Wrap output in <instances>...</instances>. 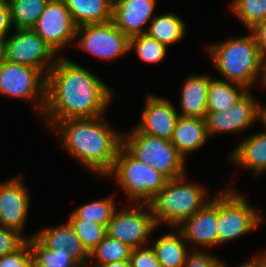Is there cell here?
Segmentation results:
<instances>
[{"label":"cell","mask_w":266,"mask_h":267,"mask_svg":"<svg viewBox=\"0 0 266 267\" xmlns=\"http://www.w3.org/2000/svg\"><path fill=\"white\" fill-rule=\"evenodd\" d=\"M111 97L109 87L87 68L58 57L47 74L42 117L52 127L61 120L104 116Z\"/></svg>","instance_id":"cell-1"},{"label":"cell","mask_w":266,"mask_h":267,"mask_svg":"<svg viewBox=\"0 0 266 267\" xmlns=\"http://www.w3.org/2000/svg\"><path fill=\"white\" fill-rule=\"evenodd\" d=\"M103 116L57 121L53 126L61 134L63 146L86 168L105 176L113 168L122 136L113 131Z\"/></svg>","instance_id":"cell-2"},{"label":"cell","mask_w":266,"mask_h":267,"mask_svg":"<svg viewBox=\"0 0 266 267\" xmlns=\"http://www.w3.org/2000/svg\"><path fill=\"white\" fill-rule=\"evenodd\" d=\"M208 50L215 67L227 81L250 90L262 71V82L265 85L264 58L252 32L248 36L230 38L221 44L209 46Z\"/></svg>","instance_id":"cell-3"},{"label":"cell","mask_w":266,"mask_h":267,"mask_svg":"<svg viewBox=\"0 0 266 267\" xmlns=\"http://www.w3.org/2000/svg\"><path fill=\"white\" fill-rule=\"evenodd\" d=\"M184 178L181 176L168 180L149 203L156 226L161 223L178 226L208 202L204 200V187L193 183H184Z\"/></svg>","instance_id":"cell-4"},{"label":"cell","mask_w":266,"mask_h":267,"mask_svg":"<svg viewBox=\"0 0 266 267\" xmlns=\"http://www.w3.org/2000/svg\"><path fill=\"white\" fill-rule=\"evenodd\" d=\"M106 176H115L117 183L136 204H149L168 181L163 174L134 157L123 145L119 147L113 168Z\"/></svg>","instance_id":"cell-5"},{"label":"cell","mask_w":266,"mask_h":267,"mask_svg":"<svg viewBox=\"0 0 266 267\" xmlns=\"http://www.w3.org/2000/svg\"><path fill=\"white\" fill-rule=\"evenodd\" d=\"M122 145L138 160L163 174L168 180L184 176L185 160L169 140L140 133L136 128Z\"/></svg>","instance_id":"cell-6"},{"label":"cell","mask_w":266,"mask_h":267,"mask_svg":"<svg viewBox=\"0 0 266 267\" xmlns=\"http://www.w3.org/2000/svg\"><path fill=\"white\" fill-rule=\"evenodd\" d=\"M46 85L47 76L41 70L0 60V95L32 101L41 116L46 104Z\"/></svg>","instance_id":"cell-7"},{"label":"cell","mask_w":266,"mask_h":267,"mask_svg":"<svg viewBox=\"0 0 266 267\" xmlns=\"http://www.w3.org/2000/svg\"><path fill=\"white\" fill-rule=\"evenodd\" d=\"M235 191L225 190L218 196V244L231 241L255 229L262 216Z\"/></svg>","instance_id":"cell-8"},{"label":"cell","mask_w":266,"mask_h":267,"mask_svg":"<svg viewBox=\"0 0 266 267\" xmlns=\"http://www.w3.org/2000/svg\"><path fill=\"white\" fill-rule=\"evenodd\" d=\"M55 55V51L32 28L15 29V34L3 42V59L41 70L46 76L57 61ZM50 59L54 62H49V66L46 61Z\"/></svg>","instance_id":"cell-9"},{"label":"cell","mask_w":266,"mask_h":267,"mask_svg":"<svg viewBox=\"0 0 266 267\" xmlns=\"http://www.w3.org/2000/svg\"><path fill=\"white\" fill-rule=\"evenodd\" d=\"M78 47L103 60H113L129 51V37L119 30L114 21L77 27Z\"/></svg>","instance_id":"cell-10"},{"label":"cell","mask_w":266,"mask_h":267,"mask_svg":"<svg viewBox=\"0 0 266 267\" xmlns=\"http://www.w3.org/2000/svg\"><path fill=\"white\" fill-rule=\"evenodd\" d=\"M145 205L149 212L141 210L143 205L140 203L137 204L138 208L126 207L120 212L115 210L107 227V235L132 249L148 244L147 238L157 226L150 204Z\"/></svg>","instance_id":"cell-11"},{"label":"cell","mask_w":266,"mask_h":267,"mask_svg":"<svg viewBox=\"0 0 266 267\" xmlns=\"http://www.w3.org/2000/svg\"><path fill=\"white\" fill-rule=\"evenodd\" d=\"M32 29L55 53L77 37V26L64 0H50Z\"/></svg>","instance_id":"cell-12"},{"label":"cell","mask_w":266,"mask_h":267,"mask_svg":"<svg viewBox=\"0 0 266 267\" xmlns=\"http://www.w3.org/2000/svg\"><path fill=\"white\" fill-rule=\"evenodd\" d=\"M259 117L260 105L249 91L227 111L207 112L205 121L208 136L216 133L244 131L255 121H259Z\"/></svg>","instance_id":"cell-13"},{"label":"cell","mask_w":266,"mask_h":267,"mask_svg":"<svg viewBox=\"0 0 266 267\" xmlns=\"http://www.w3.org/2000/svg\"><path fill=\"white\" fill-rule=\"evenodd\" d=\"M30 195L21 177L0 184V226L20 233L29 210Z\"/></svg>","instance_id":"cell-14"},{"label":"cell","mask_w":266,"mask_h":267,"mask_svg":"<svg viewBox=\"0 0 266 267\" xmlns=\"http://www.w3.org/2000/svg\"><path fill=\"white\" fill-rule=\"evenodd\" d=\"M146 100L142 120L135 128L140 133L170 141L179 118L176 108L168 100L154 95Z\"/></svg>","instance_id":"cell-15"},{"label":"cell","mask_w":266,"mask_h":267,"mask_svg":"<svg viewBox=\"0 0 266 267\" xmlns=\"http://www.w3.org/2000/svg\"><path fill=\"white\" fill-rule=\"evenodd\" d=\"M218 196L208 202L193 216L183 221L179 231L184 239L201 246L218 245ZM182 228V229H181Z\"/></svg>","instance_id":"cell-16"},{"label":"cell","mask_w":266,"mask_h":267,"mask_svg":"<svg viewBox=\"0 0 266 267\" xmlns=\"http://www.w3.org/2000/svg\"><path fill=\"white\" fill-rule=\"evenodd\" d=\"M155 4L156 0H121L113 6V21L129 38L145 34L147 30L143 28L154 18Z\"/></svg>","instance_id":"cell-17"},{"label":"cell","mask_w":266,"mask_h":267,"mask_svg":"<svg viewBox=\"0 0 266 267\" xmlns=\"http://www.w3.org/2000/svg\"><path fill=\"white\" fill-rule=\"evenodd\" d=\"M47 249H65L70 251L71 258L80 266L86 267L90 254L84 248L73 226L67 221L65 225L51 227L33 235Z\"/></svg>","instance_id":"cell-18"},{"label":"cell","mask_w":266,"mask_h":267,"mask_svg":"<svg viewBox=\"0 0 266 267\" xmlns=\"http://www.w3.org/2000/svg\"><path fill=\"white\" fill-rule=\"evenodd\" d=\"M208 137L205 119L179 116L170 142L185 159L188 153L201 148Z\"/></svg>","instance_id":"cell-19"},{"label":"cell","mask_w":266,"mask_h":267,"mask_svg":"<svg viewBox=\"0 0 266 267\" xmlns=\"http://www.w3.org/2000/svg\"><path fill=\"white\" fill-rule=\"evenodd\" d=\"M207 75H193L186 79L181 89V117L205 119L207 110V93L210 80Z\"/></svg>","instance_id":"cell-20"},{"label":"cell","mask_w":266,"mask_h":267,"mask_svg":"<svg viewBox=\"0 0 266 267\" xmlns=\"http://www.w3.org/2000/svg\"><path fill=\"white\" fill-rule=\"evenodd\" d=\"M230 159L249 168L255 175L266 171V131L256 133L240 142L232 151Z\"/></svg>","instance_id":"cell-21"},{"label":"cell","mask_w":266,"mask_h":267,"mask_svg":"<svg viewBox=\"0 0 266 267\" xmlns=\"http://www.w3.org/2000/svg\"><path fill=\"white\" fill-rule=\"evenodd\" d=\"M77 27L113 20V5L108 0H64Z\"/></svg>","instance_id":"cell-22"},{"label":"cell","mask_w":266,"mask_h":267,"mask_svg":"<svg viewBox=\"0 0 266 267\" xmlns=\"http://www.w3.org/2000/svg\"><path fill=\"white\" fill-rule=\"evenodd\" d=\"M248 91L246 87L240 84L234 82L230 84L229 81L226 82L222 79L218 80L212 78L207 93V110L208 112L227 111Z\"/></svg>","instance_id":"cell-23"},{"label":"cell","mask_w":266,"mask_h":267,"mask_svg":"<svg viewBox=\"0 0 266 267\" xmlns=\"http://www.w3.org/2000/svg\"><path fill=\"white\" fill-rule=\"evenodd\" d=\"M184 240V241H183ZM183 234L178 231L162 235L152 247L160 267H183L188 255Z\"/></svg>","instance_id":"cell-24"},{"label":"cell","mask_w":266,"mask_h":267,"mask_svg":"<svg viewBox=\"0 0 266 267\" xmlns=\"http://www.w3.org/2000/svg\"><path fill=\"white\" fill-rule=\"evenodd\" d=\"M149 24L146 34L166 47L180 42L186 31L182 19L173 13L154 16Z\"/></svg>","instance_id":"cell-25"},{"label":"cell","mask_w":266,"mask_h":267,"mask_svg":"<svg viewBox=\"0 0 266 267\" xmlns=\"http://www.w3.org/2000/svg\"><path fill=\"white\" fill-rule=\"evenodd\" d=\"M50 0H11V22L15 29L33 28Z\"/></svg>","instance_id":"cell-26"},{"label":"cell","mask_w":266,"mask_h":267,"mask_svg":"<svg viewBox=\"0 0 266 267\" xmlns=\"http://www.w3.org/2000/svg\"><path fill=\"white\" fill-rule=\"evenodd\" d=\"M32 252V264H49L55 266H79L65 249H47L34 236L28 239Z\"/></svg>","instance_id":"cell-27"},{"label":"cell","mask_w":266,"mask_h":267,"mask_svg":"<svg viewBox=\"0 0 266 267\" xmlns=\"http://www.w3.org/2000/svg\"><path fill=\"white\" fill-rule=\"evenodd\" d=\"M131 252L130 246L106 235L90 253V258L96 257L98 263L95 264V267H100L107 263L129 260Z\"/></svg>","instance_id":"cell-28"},{"label":"cell","mask_w":266,"mask_h":267,"mask_svg":"<svg viewBox=\"0 0 266 267\" xmlns=\"http://www.w3.org/2000/svg\"><path fill=\"white\" fill-rule=\"evenodd\" d=\"M115 210L113 199L108 197L86 203L72 213L79 219H85L108 227Z\"/></svg>","instance_id":"cell-29"},{"label":"cell","mask_w":266,"mask_h":267,"mask_svg":"<svg viewBox=\"0 0 266 267\" xmlns=\"http://www.w3.org/2000/svg\"><path fill=\"white\" fill-rule=\"evenodd\" d=\"M69 216V223L73 226L76 235L90 254L107 235V227L85 219H79L73 213Z\"/></svg>","instance_id":"cell-30"},{"label":"cell","mask_w":266,"mask_h":267,"mask_svg":"<svg viewBox=\"0 0 266 267\" xmlns=\"http://www.w3.org/2000/svg\"><path fill=\"white\" fill-rule=\"evenodd\" d=\"M231 9L249 30L266 21V0H234Z\"/></svg>","instance_id":"cell-31"},{"label":"cell","mask_w":266,"mask_h":267,"mask_svg":"<svg viewBox=\"0 0 266 267\" xmlns=\"http://www.w3.org/2000/svg\"><path fill=\"white\" fill-rule=\"evenodd\" d=\"M135 48L142 61L158 63L165 58L167 47L146 33L129 38V50Z\"/></svg>","instance_id":"cell-32"},{"label":"cell","mask_w":266,"mask_h":267,"mask_svg":"<svg viewBox=\"0 0 266 267\" xmlns=\"http://www.w3.org/2000/svg\"><path fill=\"white\" fill-rule=\"evenodd\" d=\"M28 239L15 251L0 257V267H32Z\"/></svg>","instance_id":"cell-33"},{"label":"cell","mask_w":266,"mask_h":267,"mask_svg":"<svg viewBox=\"0 0 266 267\" xmlns=\"http://www.w3.org/2000/svg\"><path fill=\"white\" fill-rule=\"evenodd\" d=\"M12 229L0 226V257L18 249L27 239Z\"/></svg>","instance_id":"cell-34"},{"label":"cell","mask_w":266,"mask_h":267,"mask_svg":"<svg viewBox=\"0 0 266 267\" xmlns=\"http://www.w3.org/2000/svg\"><path fill=\"white\" fill-rule=\"evenodd\" d=\"M129 261L131 267H160L152 247L133 248Z\"/></svg>","instance_id":"cell-35"},{"label":"cell","mask_w":266,"mask_h":267,"mask_svg":"<svg viewBox=\"0 0 266 267\" xmlns=\"http://www.w3.org/2000/svg\"><path fill=\"white\" fill-rule=\"evenodd\" d=\"M221 260L206 252L194 250L188 253L183 267H220Z\"/></svg>","instance_id":"cell-36"},{"label":"cell","mask_w":266,"mask_h":267,"mask_svg":"<svg viewBox=\"0 0 266 267\" xmlns=\"http://www.w3.org/2000/svg\"><path fill=\"white\" fill-rule=\"evenodd\" d=\"M11 14L10 5L0 4V37L5 39L8 32L11 30Z\"/></svg>","instance_id":"cell-37"},{"label":"cell","mask_w":266,"mask_h":267,"mask_svg":"<svg viewBox=\"0 0 266 267\" xmlns=\"http://www.w3.org/2000/svg\"><path fill=\"white\" fill-rule=\"evenodd\" d=\"M249 31L253 33L260 53L264 56L266 54V21L255 25Z\"/></svg>","instance_id":"cell-38"},{"label":"cell","mask_w":266,"mask_h":267,"mask_svg":"<svg viewBox=\"0 0 266 267\" xmlns=\"http://www.w3.org/2000/svg\"><path fill=\"white\" fill-rule=\"evenodd\" d=\"M266 257L265 255H260L258 257H254L252 260L238 266V267H262V260ZM220 267H227L223 260L220 262Z\"/></svg>","instance_id":"cell-39"},{"label":"cell","mask_w":266,"mask_h":267,"mask_svg":"<svg viewBox=\"0 0 266 267\" xmlns=\"http://www.w3.org/2000/svg\"><path fill=\"white\" fill-rule=\"evenodd\" d=\"M100 267H131L129 260L117 261L112 263L103 264Z\"/></svg>","instance_id":"cell-40"},{"label":"cell","mask_w":266,"mask_h":267,"mask_svg":"<svg viewBox=\"0 0 266 267\" xmlns=\"http://www.w3.org/2000/svg\"><path fill=\"white\" fill-rule=\"evenodd\" d=\"M259 118H260L259 120H261L264 126L266 127V107L260 106V117Z\"/></svg>","instance_id":"cell-41"},{"label":"cell","mask_w":266,"mask_h":267,"mask_svg":"<svg viewBox=\"0 0 266 267\" xmlns=\"http://www.w3.org/2000/svg\"><path fill=\"white\" fill-rule=\"evenodd\" d=\"M32 267H80V266H55L49 264H32Z\"/></svg>","instance_id":"cell-42"},{"label":"cell","mask_w":266,"mask_h":267,"mask_svg":"<svg viewBox=\"0 0 266 267\" xmlns=\"http://www.w3.org/2000/svg\"><path fill=\"white\" fill-rule=\"evenodd\" d=\"M3 42L4 39L0 37V60L3 59Z\"/></svg>","instance_id":"cell-43"},{"label":"cell","mask_w":266,"mask_h":267,"mask_svg":"<svg viewBox=\"0 0 266 267\" xmlns=\"http://www.w3.org/2000/svg\"><path fill=\"white\" fill-rule=\"evenodd\" d=\"M11 0H0L1 5H10Z\"/></svg>","instance_id":"cell-44"},{"label":"cell","mask_w":266,"mask_h":267,"mask_svg":"<svg viewBox=\"0 0 266 267\" xmlns=\"http://www.w3.org/2000/svg\"><path fill=\"white\" fill-rule=\"evenodd\" d=\"M264 58V78L266 80V54L263 56Z\"/></svg>","instance_id":"cell-45"},{"label":"cell","mask_w":266,"mask_h":267,"mask_svg":"<svg viewBox=\"0 0 266 267\" xmlns=\"http://www.w3.org/2000/svg\"><path fill=\"white\" fill-rule=\"evenodd\" d=\"M113 6L121 0H108Z\"/></svg>","instance_id":"cell-46"},{"label":"cell","mask_w":266,"mask_h":267,"mask_svg":"<svg viewBox=\"0 0 266 267\" xmlns=\"http://www.w3.org/2000/svg\"><path fill=\"white\" fill-rule=\"evenodd\" d=\"M262 267H266V257L262 260Z\"/></svg>","instance_id":"cell-47"}]
</instances>
